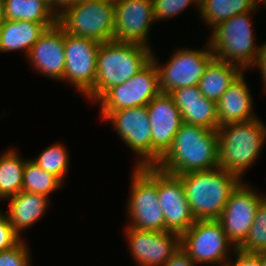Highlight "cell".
<instances>
[{
	"label": "cell",
	"mask_w": 266,
	"mask_h": 266,
	"mask_svg": "<svg viewBox=\"0 0 266 266\" xmlns=\"http://www.w3.org/2000/svg\"><path fill=\"white\" fill-rule=\"evenodd\" d=\"M238 249L243 252L257 254L266 251V196L257 208L248 236Z\"/></svg>",
	"instance_id": "cell-29"
},
{
	"label": "cell",
	"mask_w": 266,
	"mask_h": 266,
	"mask_svg": "<svg viewBox=\"0 0 266 266\" xmlns=\"http://www.w3.org/2000/svg\"><path fill=\"white\" fill-rule=\"evenodd\" d=\"M249 89L242 71L217 101L219 126L257 118Z\"/></svg>",
	"instance_id": "cell-20"
},
{
	"label": "cell",
	"mask_w": 266,
	"mask_h": 266,
	"mask_svg": "<svg viewBox=\"0 0 266 266\" xmlns=\"http://www.w3.org/2000/svg\"><path fill=\"white\" fill-rule=\"evenodd\" d=\"M5 20H6V17H5L4 1L0 0V27L3 25V22Z\"/></svg>",
	"instance_id": "cell-38"
},
{
	"label": "cell",
	"mask_w": 266,
	"mask_h": 266,
	"mask_svg": "<svg viewBox=\"0 0 266 266\" xmlns=\"http://www.w3.org/2000/svg\"><path fill=\"white\" fill-rule=\"evenodd\" d=\"M265 196L266 194L261 193L259 195L243 181L230 194L218 221L235 248H238L248 236L257 208Z\"/></svg>",
	"instance_id": "cell-13"
},
{
	"label": "cell",
	"mask_w": 266,
	"mask_h": 266,
	"mask_svg": "<svg viewBox=\"0 0 266 266\" xmlns=\"http://www.w3.org/2000/svg\"><path fill=\"white\" fill-rule=\"evenodd\" d=\"M0 232H14L13 227L10 225L6 214L0 211Z\"/></svg>",
	"instance_id": "cell-37"
},
{
	"label": "cell",
	"mask_w": 266,
	"mask_h": 266,
	"mask_svg": "<svg viewBox=\"0 0 266 266\" xmlns=\"http://www.w3.org/2000/svg\"><path fill=\"white\" fill-rule=\"evenodd\" d=\"M219 167L241 180L248 168L258 160L266 143V125L260 118L219 126Z\"/></svg>",
	"instance_id": "cell-4"
},
{
	"label": "cell",
	"mask_w": 266,
	"mask_h": 266,
	"mask_svg": "<svg viewBox=\"0 0 266 266\" xmlns=\"http://www.w3.org/2000/svg\"><path fill=\"white\" fill-rule=\"evenodd\" d=\"M114 0L81 1L58 17V24L69 35L100 43L114 40Z\"/></svg>",
	"instance_id": "cell-7"
},
{
	"label": "cell",
	"mask_w": 266,
	"mask_h": 266,
	"mask_svg": "<svg viewBox=\"0 0 266 266\" xmlns=\"http://www.w3.org/2000/svg\"><path fill=\"white\" fill-rule=\"evenodd\" d=\"M160 92L157 67L151 60L129 80L108 89L96 102L100 103L104 119L112 111L146 106Z\"/></svg>",
	"instance_id": "cell-10"
},
{
	"label": "cell",
	"mask_w": 266,
	"mask_h": 266,
	"mask_svg": "<svg viewBox=\"0 0 266 266\" xmlns=\"http://www.w3.org/2000/svg\"><path fill=\"white\" fill-rule=\"evenodd\" d=\"M180 247L196 265L213 266H226L229 250H235L218 220H196L180 235Z\"/></svg>",
	"instance_id": "cell-8"
},
{
	"label": "cell",
	"mask_w": 266,
	"mask_h": 266,
	"mask_svg": "<svg viewBox=\"0 0 266 266\" xmlns=\"http://www.w3.org/2000/svg\"><path fill=\"white\" fill-rule=\"evenodd\" d=\"M47 4L52 6L54 4V0H44Z\"/></svg>",
	"instance_id": "cell-41"
},
{
	"label": "cell",
	"mask_w": 266,
	"mask_h": 266,
	"mask_svg": "<svg viewBox=\"0 0 266 266\" xmlns=\"http://www.w3.org/2000/svg\"><path fill=\"white\" fill-rule=\"evenodd\" d=\"M125 238L138 266H162L180 248V234L147 231L127 226Z\"/></svg>",
	"instance_id": "cell-15"
},
{
	"label": "cell",
	"mask_w": 266,
	"mask_h": 266,
	"mask_svg": "<svg viewBox=\"0 0 266 266\" xmlns=\"http://www.w3.org/2000/svg\"><path fill=\"white\" fill-rule=\"evenodd\" d=\"M241 72L238 66L214 57L199 81V90L204 97L217 102Z\"/></svg>",
	"instance_id": "cell-23"
},
{
	"label": "cell",
	"mask_w": 266,
	"mask_h": 266,
	"mask_svg": "<svg viewBox=\"0 0 266 266\" xmlns=\"http://www.w3.org/2000/svg\"><path fill=\"white\" fill-rule=\"evenodd\" d=\"M79 3V0H54L51 10L57 18L63 14L68 8H71Z\"/></svg>",
	"instance_id": "cell-35"
},
{
	"label": "cell",
	"mask_w": 266,
	"mask_h": 266,
	"mask_svg": "<svg viewBox=\"0 0 266 266\" xmlns=\"http://www.w3.org/2000/svg\"><path fill=\"white\" fill-rule=\"evenodd\" d=\"M261 266H266V251L260 253Z\"/></svg>",
	"instance_id": "cell-40"
},
{
	"label": "cell",
	"mask_w": 266,
	"mask_h": 266,
	"mask_svg": "<svg viewBox=\"0 0 266 266\" xmlns=\"http://www.w3.org/2000/svg\"><path fill=\"white\" fill-rule=\"evenodd\" d=\"M127 215L129 227L139 230L165 231V218L160 208L157 191V167L133 168Z\"/></svg>",
	"instance_id": "cell-6"
},
{
	"label": "cell",
	"mask_w": 266,
	"mask_h": 266,
	"mask_svg": "<svg viewBox=\"0 0 266 266\" xmlns=\"http://www.w3.org/2000/svg\"><path fill=\"white\" fill-rule=\"evenodd\" d=\"M259 68L260 69V74L261 75V79L263 84V88H265L266 90V59H257L255 64L253 65V68Z\"/></svg>",
	"instance_id": "cell-36"
},
{
	"label": "cell",
	"mask_w": 266,
	"mask_h": 266,
	"mask_svg": "<svg viewBox=\"0 0 266 266\" xmlns=\"http://www.w3.org/2000/svg\"><path fill=\"white\" fill-rule=\"evenodd\" d=\"M265 4L266 6V0H261V5Z\"/></svg>",
	"instance_id": "cell-42"
},
{
	"label": "cell",
	"mask_w": 266,
	"mask_h": 266,
	"mask_svg": "<svg viewBox=\"0 0 266 266\" xmlns=\"http://www.w3.org/2000/svg\"><path fill=\"white\" fill-rule=\"evenodd\" d=\"M169 94L179 108L184 123L217 131V102L204 97L198 85L181 87Z\"/></svg>",
	"instance_id": "cell-19"
},
{
	"label": "cell",
	"mask_w": 266,
	"mask_h": 266,
	"mask_svg": "<svg viewBox=\"0 0 266 266\" xmlns=\"http://www.w3.org/2000/svg\"><path fill=\"white\" fill-rule=\"evenodd\" d=\"M234 252V254H233ZM232 255L235 256V260H228L226 266H261L260 253H248L235 248Z\"/></svg>",
	"instance_id": "cell-32"
},
{
	"label": "cell",
	"mask_w": 266,
	"mask_h": 266,
	"mask_svg": "<svg viewBox=\"0 0 266 266\" xmlns=\"http://www.w3.org/2000/svg\"><path fill=\"white\" fill-rule=\"evenodd\" d=\"M162 266H197L189 255L180 247Z\"/></svg>",
	"instance_id": "cell-33"
},
{
	"label": "cell",
	"mask_w": 266,
	"mask_h": 266,
	"mask_svg": "<svg viewBox=\"0 0 266 266\" xmlns=\"http://www.w3.org/2000/svg\"><path fill=\"white\" fill-rule=\"evenodd\" d=\"M151 57V47L140 43L115 40L101 43L94 88L84 98L96 103L108 89L123 84L141 71Z\"/></svg>",
	"instance_id": "cell-2"
},
{
	"label": "cell",
	"mask_w": 266,
	"mask_h": 266,
	"mask_svg": "<svg viewBox=\"0 0 266 266\" xmlns=\"http://www.w3.org/2000/svg\"><path fill=\"white\" fill-rule=\"evenodd\" d=\"M203 49L175 50L166 64H159L152 52L151 60L158 71L159 89L163 93L199 84L209 62L214 58L209 41Z\"/></svg>",
	"instance_id": "cell-9"
},
{
	"label": "cell",
	"mask_w": 266,
	"mask_h": 266,
	"mask_svg": "<svg viewBox=\"0 0 266 266\" xmlns=\"http://www.w3.org/2000/svg\"><path fill=\"white\" fill-rule=\"evenodd\" d=\"M16 149H8L0 156V200L22 191L23 172L27 160Z\"/></svg>",
	"instance_id": "cell-25"
},
{
	"label": "cell",
	"mask_w": 266,
	"mask_h": 266,
	"mask_svg": "<svg viewBox=\"0 0 266 266\" xmlns=\"http://www.w3.org/2000/svg\"><path fill=\"white\" fill-rule=\"evenodd\" d=\"M62 184L64 182L58 177L43 170L31 159H27L23 172L22 191L42 194L50 199L51 192L60 190Z\"/></svg>",
	"instance_id": "cell-27"
},
{
	"label": "cell",
	"mask_w": 266,
	"mask_h": 266,
	"mask_svg": "<svg viewBox=\"0 0 266 266\" xmlns=\"http://www.w3.org/2000/svg\"><path fill=\"white\" fill-rule=\"evenodd\" d=\"M64 146L62 143L51 144L41 151L42 153L36 159H31L36 165L55 175L62 182L70 165L68 150Z\"/></svg>",
	"instance_id": "cell-28"
},
{
	"label": "cell",
	"mask_w": 266,
	"mask_h": 266,
	"mask_svg": "<svg viewBox=\"0 0 266 266\" xmlns=\"http://www.w3.org/2000/svg\"><path fill=\"white\" fill-rule=\"evenodd\" d=\"M6 200H9L7 219L21 239V232L39 221V218L46 213L50 203L49 198L42 194L24 191H20Z\"/></svg>",
	"instance_id": "cell-21"
},
{
	"label": "cell",
	"mask_w": 266,
	"mask_h": 266,
	"mask_svg": "<svg viewBox=\"0 0 266 266\" xmlns=\"http://www.w3.org/2000/svg\"><path fill=\"white\" fill-rule=\"evenodd\" d=\"M30 250L24 239L15 246L0 252V266H30Z\"/></svg>",
	"instance_id": "cell-31"
},
{
	"label": "cell",
	"mask_w": 266,
	"mask_h": 266,
	"mask_svg": "<svg viewBox=\"0 0 266 266\" xmlns=\"http://www.w3.org/2000/svg\"><path fill=\"white\" fill-rule=\"evenodd\" d=\"M261 0H200L199 14L203 21L213 29L220 22L237 14L257 11Z\"/></svg>",
	"instance_id": "cell-24"
},
{
	"label": "cell",
	"mask_w": 266,
	"mask_h": 266,
	"mask_svg": "<svg viewBox=\"0 0 266 266\" xmlns=\"http://www.w3.org/2000/svg\"><path fill=\"white\" fill-rule=\"evenodd\" d=\"M20 240L15 232H0V252L15 246Z\"/></svg>",
	"instance_id": "cell-34"
},
{
	"label": "cell",
	"mask_w": 266,
	"mask_h": 266,
	"mask_svg": "<svg viewBox=\"0 0 266 266\" xmlns=\"http://www.w3.org/2000/svg\"><path fill=\"white\" fill-rule=\"evenodd\" d=\"M114 40L149 46L153 15L152 0H114Z\"/></svg>",
	"instance_id": "cell-16"
},
{
	"label": "cell",
	"mask_w": 266,
	"mask_h": 266,
	"mask_svg": "<svg viewBox=\"0 0 266 266\" xmlns=\"http://www.w3.org/2000/svg\"><path fill=\"white\" fill-rule=\"evenodd\" d=\"M257 59H266V42L259 46V54Z\"/></svg>",
	"instance_id": "cell-39"
},
{
	"label": "cell",
	"mask_w": 266,
	"mask_h": 266,
	"mask_svg": "<svg viewBox=\"0 0 266 266\" xmlns=\"http://www.w3.org/2000/svg\"><path fill=\"white\" fill-rule=\"evenodd\" d=\"M7 20L58 23L51 6L44 0H3Z\"/></svg>",
	"instance_id": "cell-26"
},
{
	"label": "cell",
	"mask_w": 266,
	"mask_h": 266,
	"mask_svg": "<svg viewBox=\"0 0 266 266\" xmlns=\"http://www.w3.org/2000/svg\"><path fill=\"white\" fill-rule=\"evenodd\" d=\"M156 167L176 176L219 167L218 132L183 122Z\"/></svg>",
	"instance_id": "cell-1"
},
{
	"label": "cell",
	"mask_w": 266,
	"mask_h": 266,
	"mask_svg": "<svg viewBox=\"0 0 266 266\" xmlns=\"http://www.w3.org/2000/svg\"><path fill=\"white\" fill-rule=\"evenodd\" d=\"M103 120L110 122L117 135L138 155L135 167L152 166V129L147 106L112 111Z\"/></svg>",
	"instance_id": "cell-11"
},
{
	"label": "cell",
	"mask_w": 266,
	"mask_h": 266,
	"mask_svg": "<svg viewBox=\"0 0 266 266\" xmlns=\"http://www.w3.org/2000/svg\"><path fill=\"white\" fill-rule=\"evenodd\" d=\"M146 106L152 129V166H156L172 146L183 120L169 93L160 92Z\"/></svg>",
	"instance_id": "cell-14"
},
{
	"label": "cell",
	"mask_w": 266,
	"mask_h": 266,
	"mask_svg": "<svg viewBox=\"0 0 266 266\" xmlns=\"http://www.w3.org/2000/svg\"><path fill=\"white\" fill-rule=\"evenodd\" d=\"M177 176L196 220H218L230 194L243 181L220 167Z\"/></svg>",
	"instance_id": "cell-3"
},
{
	"label": "cell",
	"mask_w": 266,
	"mask_h": 266,
	"mask_svg": "<svg viewBox=\"0 0 266 266\" xmlns=\"http://www.w3.org/2000/svg\"><path fill=\"white\" fill-rule=\"evenodd\" d=\"M32 69H36L44 76L64 82L65 54L64 30L57 23L47 28L32 46L28 56Z\"/></svg>",
	"instance_id": "cell-18"
},
{
	"label": "cell",
	"mask_w": 266,
	"mask_h": 266,
	"mask_svg": "<svg viewBox=\"0 0 266 266\" xmlns=\"http://www.w3.org/2000/svg\"><path fill=\"white\" fill-rule=\"evenodd\" d=\"M153 1V15L154 20L163 21L176 17L177 14L183 12L184 9L193 4L199 11L200 0H152ZM194 2V3H193Z\"/></svg>",
	"instance_id": "cell-30"
},
{
	"label": "cell",
	"mask_w": 266,
	"mask_h": 266,
	"mask_svg": "<svg viewBox=\"0 0 266 266\" xmlns=\"http://www.w3.org/2000/svg\"><path fill=\"white\" fill-rule=\"evenodd\" d=\"M57 23L5 20L0 27V52L24 51L27 57L32 46L47 28Z\"/></svg>",
	"instance_id": "cell-22"
},
{
	"label": "cell",
	"mask_w": 266,
	"mask_h": 266,
	"mask_svg": "<svg viewBox=\"0 0 266 266\" xmlns=\"http://www.w3.org/2000/svg\"><path fill=\"white\" fill-rule=\"evenodd\" d=\"M157 191L165 218V231L182 234L196 221L181 179L157 167Z\"/></svg>",
	"instance_id": "cell-17"
},
{
	"label": "cell",
	"mask_w": 266,
	"mask_h": 266,
	"mask_svg": "<svg viewBox=\"0 0 266 266\" xmlns=\"http://www.w3.org/2000/svg\"><path fill=\"white\" fill-rule=\"evenodd\" d=\"M254 12L234 15L213 28L209 43L215 58L236 65L242 71L253 69L259 54L252 30Z\"/></svg>",
	"instance_id": "cell-5"
},
{
	"label": "cell",
	"mask_w": 266,
	"mask_h": 266,
	"mask_svg": "<svg viewBox=\"0 0 266 266\" xmlns=\"http://www.w3.org/2000/svg\"><path fill=\"white\" fill-rule=\"evenodd\" d=\"M100 45L98 41L64 31V80L74 85L84 97L94 88Z\"/></svg>",
	"instance_id": "cell-12"
}]
</instances>
